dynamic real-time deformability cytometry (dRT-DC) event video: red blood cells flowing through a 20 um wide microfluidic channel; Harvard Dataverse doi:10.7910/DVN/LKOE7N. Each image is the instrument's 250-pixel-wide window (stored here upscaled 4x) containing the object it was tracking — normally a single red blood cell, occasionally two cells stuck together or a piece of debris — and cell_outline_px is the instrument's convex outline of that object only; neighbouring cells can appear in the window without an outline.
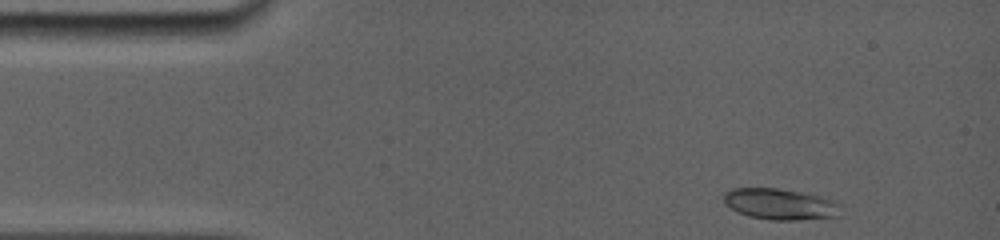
{"species": "common noctule bat (a hibernating species)", "species_latin": "Nyctalus noctula", "temperature_condition": "room temperature", "stored_images_in_passage": 3, "camera_frame_rate_fps": 5000, "um_per_image_px": 0.085, "animal": {"sex": "female", "body_mass_g": 19.0, "forearm_length_mm": 56.7}, "frame": {"image": 1, "passage_image": 1, "time_ms": 0.0, "image_size_px": [1000, 240], "cell_outline_px": [[840, 216], [796, 220], [768, 220], [748, 216], [736, 212], [724, 204], [724, 192], [732, 188], [776, 188], [820, 196], [832, 200], [840, 204]], "centroid_in_image_um": [66.27, 17.36], "position_along_channel_um": 18.7, "area_um2": 21.27}}
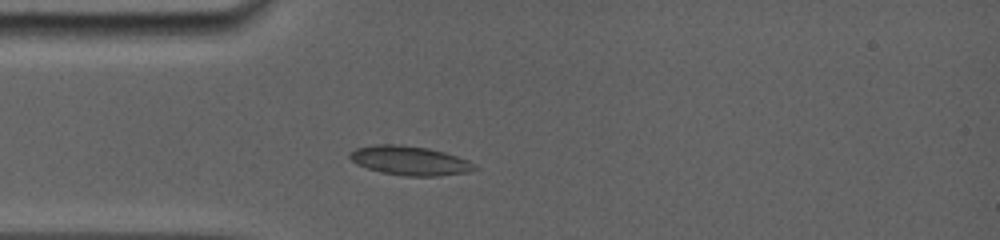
{"frame": {"image": 2, "passage_image": 3, "time_ms": 2.6, "image_size_px": [1000, 240], "cell_outline_px": [[480, 168], [472, 172], [440, 176], [404, 176], [384, 172], [368, 168], [356, 164], [348, 156], [348, 152], [356, 148], [372, 144], [400, 144], [428, 148], [444, 152], [468, 160], [476, 164]], "centroid_in_image_um": [34.87, 13.65], "position_along_channel_um": 50.1, "area_um2": 21.5}}